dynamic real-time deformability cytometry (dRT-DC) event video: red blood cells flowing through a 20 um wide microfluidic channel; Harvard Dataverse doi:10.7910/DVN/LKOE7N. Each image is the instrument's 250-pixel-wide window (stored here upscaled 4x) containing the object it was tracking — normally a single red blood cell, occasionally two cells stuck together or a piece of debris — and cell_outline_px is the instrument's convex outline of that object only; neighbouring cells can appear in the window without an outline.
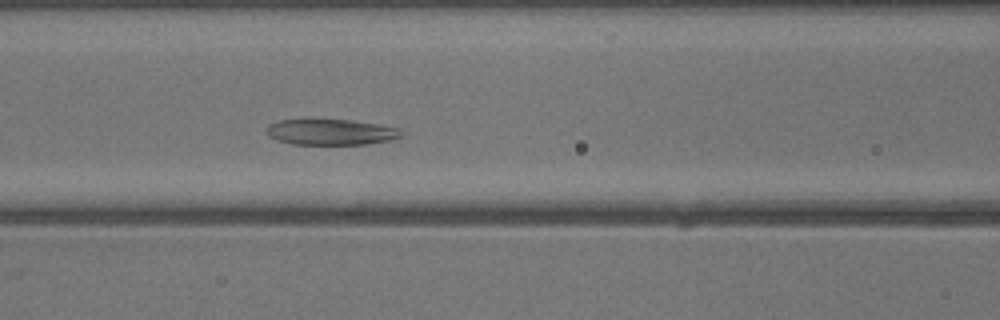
{"species": "common noctule bat (a hibernating species)", "species_latin": "Nyctalus noctula", "temperature_condition": "warm", "stored_images_in_passage": 31, "camera_frame_rate_fps": 3000, "um_per_image_px": 0.085, "animal": {"sex": "male", "body_mass_g": 13.3}, "frame": {"image": 1, "passage_image": 13, "time_ms": 4.0, "image_size_px": [1000, 320], "cell_outline_px": [[404, 136], [392, 140], [368, 144], [292, 144], [276, 140], [268, 136], [264, 132], [264, 128], [268, 124], [280, 120], [308, 116], [352, 120], [400, 128], [404, 132]], "centroid_in_image_um": [28.05, 11.18], "position_along_channel_um": 138.5, "area_um2": 21.56}}
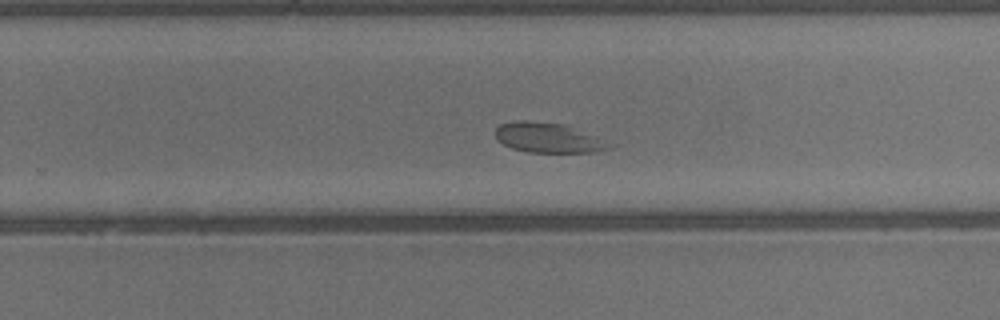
{"frame": {"image": 2, "passage_image": 22, "time_ms": 7.0, "image_size_px": [1000, 320], "cell_outline_px": [[612, 148], [596, 152], [528, 152], [512, 148], [496, 140], [496, 128], [500, 124], [512, 120], [532, 120], [564, 124], [592, 136]], "centroid_in_image_um": [46.45, 11.69], "position_along_channel_um": 283.4, "area_um2": 19.42}}
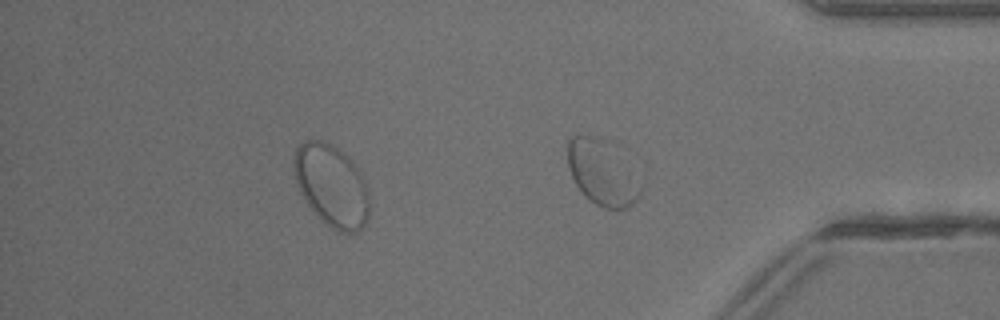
{"frame": {"image": 3, "passage_image": 29, "time_ms": 9.333, "image_size_px": [1000, 320], "cell_outline_px": [[368, 216], [364, 228], [356, 232], [340, 232], [332, 228], [308, 204], [300, 192], [296, 180], [292, 164], [292, 160], [296, 148], [304, 140], [320, 140], [332, 144], [348, 156], [352, 160], [360, 172], [364, 180], [368, 192]], "centroid_in_image_um": [28.18, 15.74], "position_along_channel_um": 407.0, "area_um2": 35.84}}